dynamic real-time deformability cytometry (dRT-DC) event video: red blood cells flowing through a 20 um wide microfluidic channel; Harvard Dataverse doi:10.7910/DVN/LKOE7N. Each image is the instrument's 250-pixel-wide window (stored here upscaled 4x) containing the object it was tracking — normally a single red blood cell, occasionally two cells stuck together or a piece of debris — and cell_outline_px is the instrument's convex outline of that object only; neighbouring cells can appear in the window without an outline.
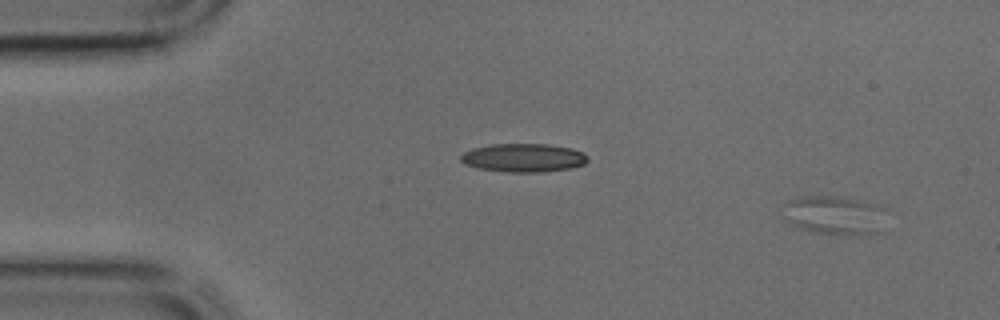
{"species": "common noctule bat (a hibernating species)", "species_latin": "Nyctalus noctula", "temperature_condition": "cold", "stored_images_in_passage": 12, "camera_frame_rate_fps": 3000, "um_per_image_px": 0.085, "animal": {"sex": "male", "body_mass_g": 17.9, "forearm_length_mm": 54.2}, "frame": {"image": 1, "passage_image": 3, "time_ms": 0.667, "image_size_px": [1000, 320], "cell_outline_px": [[884, 232], [860, 236], [816, 232], [800, 228], [792, 224], [776, 212], [788, 200], [804, 196], [828, 196], [876, 204], [884, 208]], "centroid_in_image_um": [70.9, 18.32], "position_along_channel_um": 14.1, "area_um2": 23.81}}
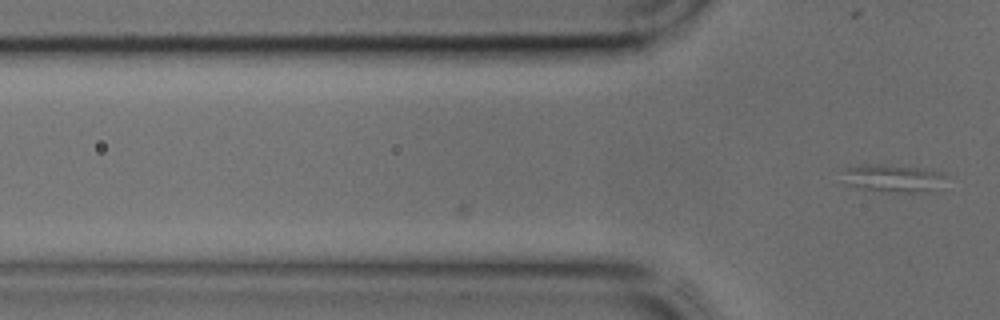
{"frame": {"image": 2, "passage_image": 12, "time_ms": 3.667, "image_size_px": [1000, 320], "cell_outline_px": [[944, 176], [912, 192], [908, 192], [864, 188], [848, 184], [844, 168], [860, 164], [880, 164], [916, 168], [940, 172]], "centroid_in_image_um": [75.64, 15.07], "position_along_channel_um": 50.2, "area_um2": 14.51}}